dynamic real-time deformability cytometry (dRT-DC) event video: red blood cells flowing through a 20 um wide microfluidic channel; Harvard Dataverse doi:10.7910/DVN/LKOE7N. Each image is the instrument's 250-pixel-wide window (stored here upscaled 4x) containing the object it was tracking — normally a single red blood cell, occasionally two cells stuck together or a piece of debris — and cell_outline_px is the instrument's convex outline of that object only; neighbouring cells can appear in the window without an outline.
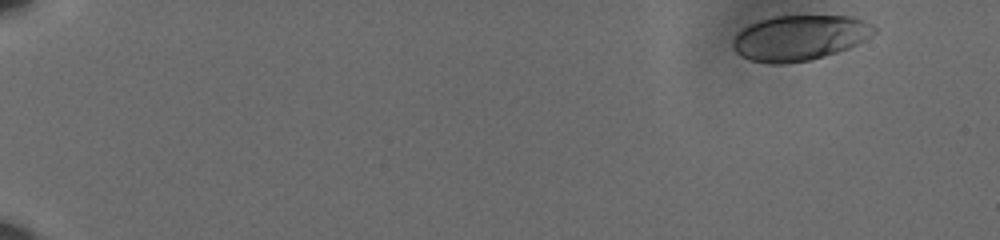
{"species": "human", "species_latin": "Homo sapiens", "temperature_condition": "cold", "stored_images_in_passage": 55, "camera_frame_rate_fps": 3000, "um_per_image_px": 0.085, "donor": {"sex": "male"}, "frame": {"image": 1, "passage_image": 1, "time_ms": 0.0, "image_size_px": [1000, 240], "cell_outline_px": [[876, 32], [864, 40], [848, 48], [824, 56], [808, 60], [784, 64], [772, 64], [748, 60], [740, 56], [736, 52], [732, 44], [732, 40], [744, 28], [760, 20], [772, 16], [852, 16], [876, 28]], "centroid_in_image_um": [67.93, 3.22], "position_along_channel_um": 17.1, "area_um2": 36.93}}
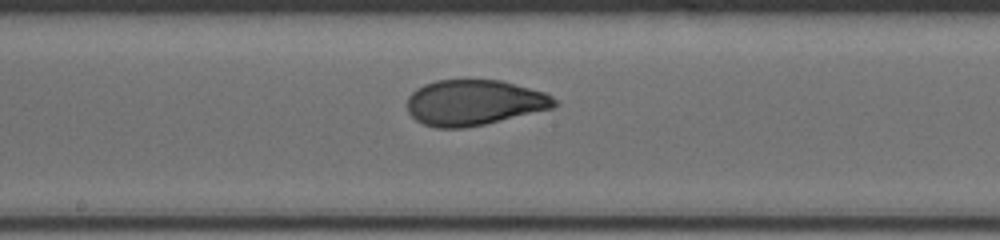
{"frame": {"image": 2, "passage_image": 31, "time_ms": 10.0, "image_size_px": [1000, 240], "cell_outline_px": [[560, 104], [552, 108], [484, 124], [464, 128], [436, 128], [424, 124], [416, 120], [408, 112], [408, 96], [416, 88], [424, 84], [436, 80], [500, 80], [544, 92], [552, 96]], "centroid_in_image_um": [40.28, 8.72], "position_along_channel_um": 207.9, "area_um2": 38.96}}
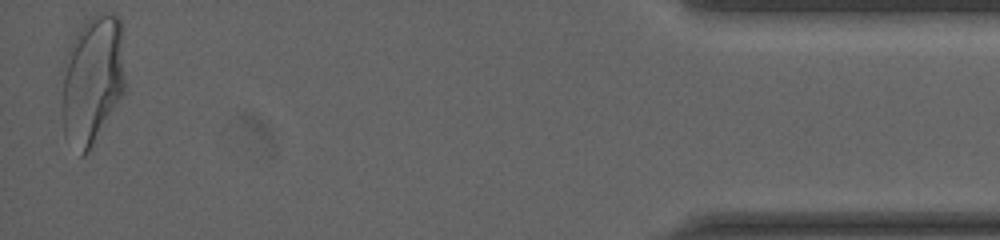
{"frame": {"image": 3, "passage_image": 55, "time_ms": 18.0, "image_size_px": [1000, 240], "cell_outline_px": [[124, 88], [120, 96], [92, 144], [84, 156], [80, 156], [64, 136], [64, 60], [68, 48], [76, 32], [96, 12], [108, 12], [120, 16], [124, 72]], "centroid_in_image_um": [7.85, 6.71], "position_along_channel_um": 427.3, "area_um2": 46.41}, "authors_computed_cell_mechanics": {"area_um2": 39.1884, "velocity_mm_per_s": 3.6106, "shape_relaxation_time_tau1_ms": 7.457, "shape_relaxation_time_tau2_ms": null, "deformation_change_tau1": 0.2299, "deformation_change_tau2": null}}